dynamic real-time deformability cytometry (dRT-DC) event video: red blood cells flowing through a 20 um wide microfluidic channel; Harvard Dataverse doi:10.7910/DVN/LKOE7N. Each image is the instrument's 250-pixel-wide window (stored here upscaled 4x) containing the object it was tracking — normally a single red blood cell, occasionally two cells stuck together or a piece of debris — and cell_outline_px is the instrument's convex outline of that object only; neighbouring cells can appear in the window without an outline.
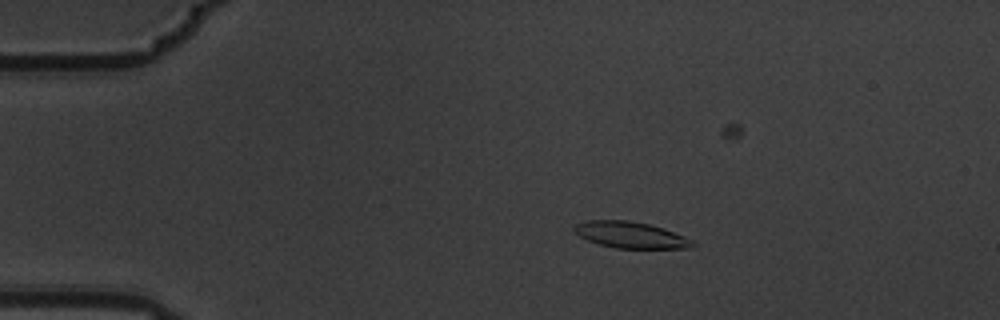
{"species": "common noctule bat (a hibernating species)", "species_latin": "Nyctalus noctula", "temperature_condition": "warm", "stored_images_in_passage": 4, "camera_frame_rate_fps": 3000, "um_per_image_px": 0.085, "animal": {"sex": "male", "body_mass_g": 19.5, "forearm_length_mm": 54.6}, "frame": {"image": 1, "passage_image": 1, "time_ms": 0.0, "image_size_px": [1000, 320], "cell_outline_px": [[696, 244], [692, 248], [616, 248], [600, 244], [588, 240], [580, 236], [572, 228], [576, 224], [588, 220], [628, 220], [648, 224], [664, 228], [684, 236], [692, 240]], "centroid_in_image_um": [53.62, 19.97], "position_along_channel_um": 31.4, "area_um2": 18.03}}
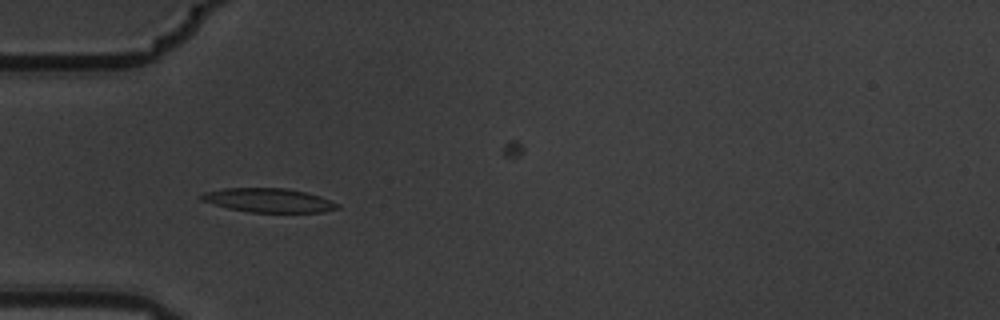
{"frame": {"image": 2, "passage_image": 3, "time_ms": 0.667, "image_size_px": [1000, 320], "cell_outline_px": [[340, 208], [324, 212], [248, 212], [228, 208], [200, 200], [196, 196], [204, 192], [224, 188], [288, 188], [320, 196], [340, 204]], "centroid_in_image_um": [22.81, 17.02], "position_along_channel_um": 62.2, "area_um2": 19.13}}
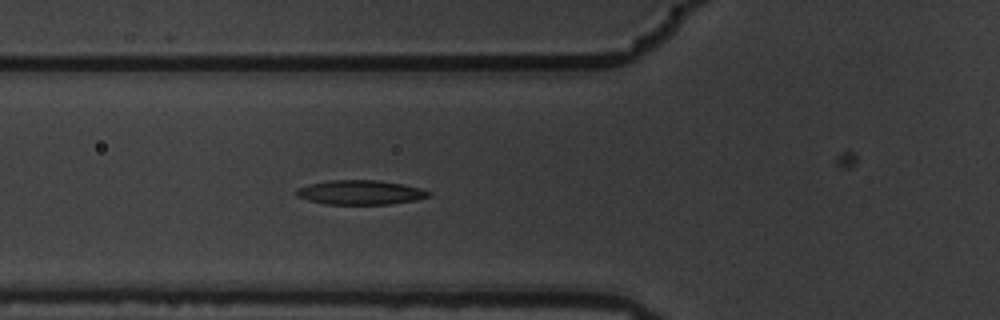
{"frame": {"image": 3, "passage_image": 4, "time_ms": 1.0, "image_size_px": [1000, 320], "cell_outline_px": [[432, 196], [416, 200], [388, 204], [324, 204], [308, 200], [296, 196], [296, 188], [308, 184], [328, 180], [376, 180], [424, 188], [432, 192]], "centroid_in_image_um": [30.64, 16.35], "position_along_channel_um": 95.2, "area_um2": 18.96}}